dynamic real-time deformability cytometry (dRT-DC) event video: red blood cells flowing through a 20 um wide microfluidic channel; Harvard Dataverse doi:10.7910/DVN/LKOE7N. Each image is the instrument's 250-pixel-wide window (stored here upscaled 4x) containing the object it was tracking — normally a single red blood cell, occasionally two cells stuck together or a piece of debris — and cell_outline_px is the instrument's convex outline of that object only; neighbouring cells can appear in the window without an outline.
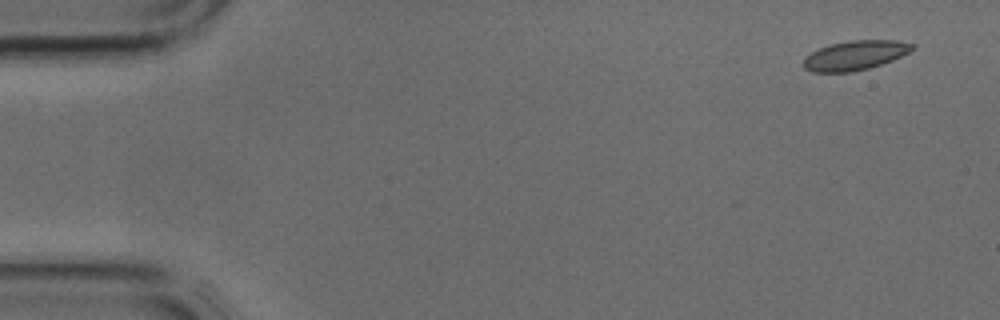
{"species": "common noctule bat (a hibernating species)", "species_latin": "Nyctalus noctula", "temperature_condition": "cold", "stored_images_in_passage": 2, "camera_frame_rate_fps": 3000, "um_per_image_px": 0.085, "animal": {"sex": "male", "body_mass_g": 17.9, "forearm_length_mm": 54.2}, "frame": {"image": 1, "passage_image": 2, "time_ms": 0.333, "image_size_px": [1000, 320], "cell_outline_px": [[916, 48], [892, 60], [868, 68], [852, 72], [812, 72], [804, 68], [804, 60], [812, 52], [820, 48], [832, 44], [848, 40], [896, 40], [916, 44]], "centroid_in_image_um": [72.72, 4.69], "position_along_channel_um": 12.3, "area_um2": 18.5}}